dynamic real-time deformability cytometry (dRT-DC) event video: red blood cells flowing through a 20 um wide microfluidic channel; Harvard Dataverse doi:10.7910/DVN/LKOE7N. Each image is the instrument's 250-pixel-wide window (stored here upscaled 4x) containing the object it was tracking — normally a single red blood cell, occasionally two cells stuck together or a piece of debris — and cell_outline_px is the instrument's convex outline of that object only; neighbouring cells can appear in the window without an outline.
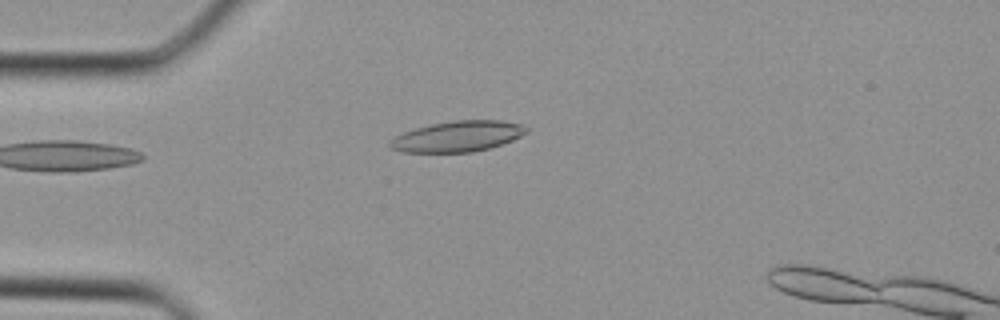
{"species": "Egyptian fruit bat (a non-hibernating species)", "species_latin": "Rousettus aegyptiacus", "temperature_condition": "cold", "stored_images_in_passage": 27, "camera_frame_rate_fps": 3000, "um_per_image_px": 0.085, "animal": {"sex": "female"}, "frame": {"image": 1, "passage_image": 1, "time_ms": 0.0, "image_size_px": [1000, 320], "cell_outline_px": [[528, 132], [512, 140], [488, 148], [472, 152], [400, 152], [388, 148], [388, 140], [404, 132], [416, 128], [432, 124], [456, 120], [500, 120], [524, 124], [528, 128]], "centroid_in_image_um": [38.88, 11.59], "position_along_channel_um": 46.1, "area_um2": 24.45}}
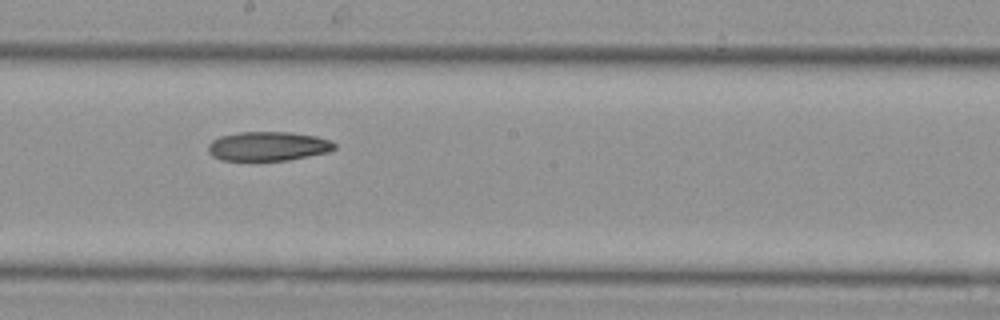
{"frame": {"image": 2, "passage_image": 12, "time_ms": 3.667, "image_size_px": [1000, 320], "cell_outline_px": [[336, 148], [328, 152], [288, 160], [220, 160], [212, 156], [208, 152], [208, 144], [212, 140], [220, 136], [240, 132], [288, 132], [316, 136], [332, 140], [336, 144]], "centroid_in_image_um": [22.79, 12.42], "position_along_channel_um": 225.4, "area_um2": 21.56}}
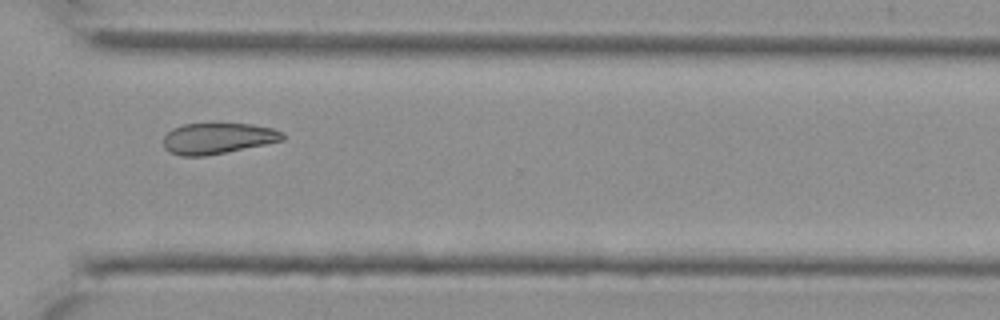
{"frame": {"image": 3, "passage_image": 19, "time_ms": 6.0, "image_size_px": [1000, 320], "cell_outline_px": [[284, 140], [204, 156], [180, 156], [168, 152], [164, 148], [164, 136], [172, 128], [184, 124], [252, 124], [272, 128], [284, 132]], "centroid_in_image_um": [18.48, 11.76], "position_along_channel_um": 352.1, "area_um2": 21.33}}